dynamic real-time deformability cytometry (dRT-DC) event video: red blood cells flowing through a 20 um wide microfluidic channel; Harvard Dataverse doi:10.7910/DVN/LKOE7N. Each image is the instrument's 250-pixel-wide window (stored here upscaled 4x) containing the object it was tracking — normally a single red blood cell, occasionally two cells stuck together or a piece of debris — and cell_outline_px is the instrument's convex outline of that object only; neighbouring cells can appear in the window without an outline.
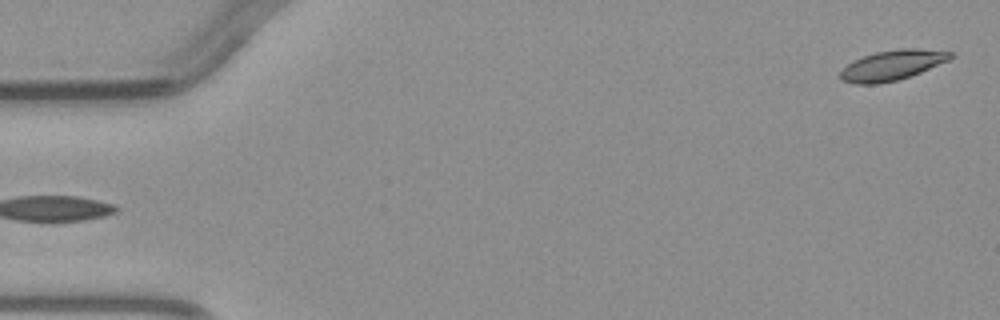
{"species": "common noctule bat (a hibernating species)", "species_latin": "Nyctalus noctula", "temperature_condition": "warm", "stored_images_in_passage": 5, "camera_frame_rate_fps": 3000, "um_per_image_px": 0.085, "animal": {"sex": "male", "body_mass_g": 23.1, "forearm_length_mm": 52.7}, "frame": {"image": 1, "passage_image": 5, "time_ms": 4.667, "image_size_px": [1000, 320], "cell_outline_px": [[956, 56], [948, 60], [920, 72], [896, 80], [876, 84], [856, 84], [840, 80], [840, 72], [848, 64], [864, 56], [876, 52], [900, 48], [916, 48], [952, 52]], "centroid_in_image_um": [75.84, 5.54], "position_along_channel_um": 9.2, "area_um2": 19.02}}